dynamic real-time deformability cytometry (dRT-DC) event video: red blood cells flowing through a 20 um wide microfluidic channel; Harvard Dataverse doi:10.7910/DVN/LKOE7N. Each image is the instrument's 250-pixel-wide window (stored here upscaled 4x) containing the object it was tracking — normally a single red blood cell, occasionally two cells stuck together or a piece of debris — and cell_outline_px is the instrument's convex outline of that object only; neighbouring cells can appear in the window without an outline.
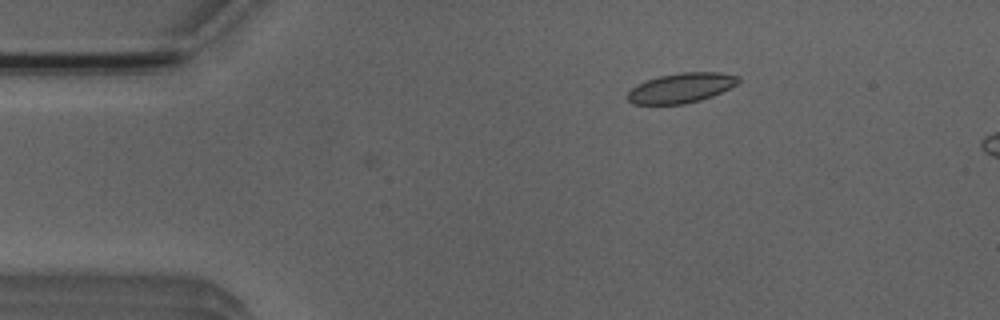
{"species": "Egyptian fruit bat (a non-hibernating species)", "species_latin": "Rousettus aegyptiacus", "temperature_condition": "room temperature", "stored_images_in_passage": 2, "camera_frame_rate_fps": 3000, "um_per_image_px": 0.085, "animal": {"sex": "male"}, "frame": {"image": 1, "passage_image": 1, "time_ms": 0.0, "image_size_px": [1000, 320], "cell_outline_px": [[740, 80], [736, 84], [712, 96], [700, 100], [684, 104], [632, 104], [628, 100], [628, 92], [636, 84], [660, 76], [680, 72], [720, 72], [740, 76]], "centroid_in_image_um": [57.9, 7.47], "position_along_channel_um": 27.1, "area_um2": 19.13}}